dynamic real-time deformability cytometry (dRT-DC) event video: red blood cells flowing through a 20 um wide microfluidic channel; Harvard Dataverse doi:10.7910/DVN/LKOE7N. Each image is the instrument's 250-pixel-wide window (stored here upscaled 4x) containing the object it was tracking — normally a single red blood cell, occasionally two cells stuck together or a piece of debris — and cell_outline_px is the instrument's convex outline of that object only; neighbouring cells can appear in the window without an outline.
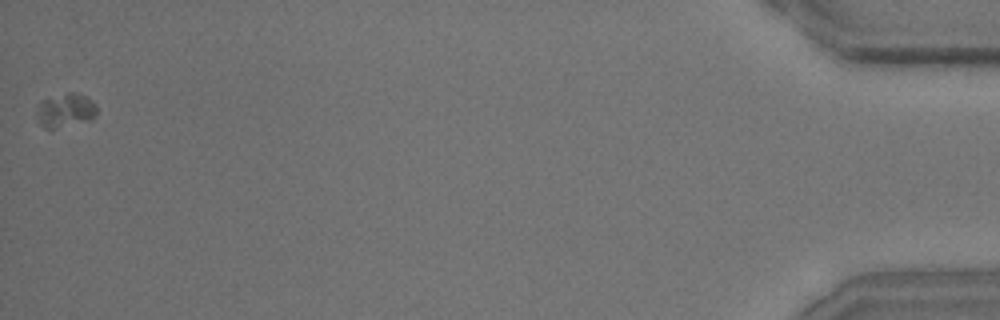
{"species": "common noctule bat (a hibernating species)", "species_latin": "Nyctalus noctula", "temperature_condition": "room temperature", "stored_images_in_passage": 38, "camera_frame_rate_fps": 3000, "um_per_image_px": 0.085, "animal": {"sex": "male", "body_mass_g": 15.6}, "frame": {"image": 1, "passage_image": 38, "time_ms": 12.333, "image_size_px": [1000, 320], "cell_outline_px": [[96, 116], [92, 120], [52, 128], [44, 128], [36, 112], [40, 100], [68, 92], [76, 92], [92, 100], [96, 104]], "centroid_in_image_um": [5.59, 9.35], "position_along_channel_um": 429.6, "area_um2": 11.73}}